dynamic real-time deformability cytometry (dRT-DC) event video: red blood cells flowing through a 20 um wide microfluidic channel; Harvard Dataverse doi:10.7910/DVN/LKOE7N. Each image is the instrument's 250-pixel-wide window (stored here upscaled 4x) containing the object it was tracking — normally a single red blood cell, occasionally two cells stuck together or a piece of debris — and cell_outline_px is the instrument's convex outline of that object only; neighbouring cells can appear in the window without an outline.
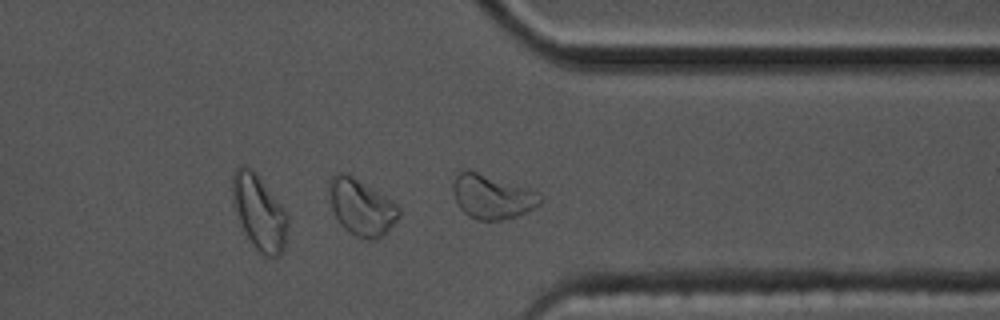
{"species": "common noctule bat (a hibernating species)", "species_latin": "Nyctalus noctula", "temperature_condition": "cold", "stored_images_in_passage": 41, "camera_frame_rate_fps": 3000, "um_per_image_px": 0.085, "animal": {"sex": "male", "body_mass_g": 17.5, "forearm_length_mm": 52.3}, "frame": {"image": 1, "passage_image": 30, "time_ms": 9.667, "image_size_px": [1000, 320], "cell_outline_px": [[400, 216], [376, 240], [360, 240], [348, 232], [340, 224], [332, 208], [328, 196], [328, 184], [332, 176], [340, 172], [348, 172], [392, 200], [400, 208]], "centroid_in_image_um": [30.68, 17.59], "position_along_channel_um": 380.7, "area_um2": 23.12}, "authors_computed_cell_mechanics": {"area_um2": 19.5942, "velocity_mm_per_s": 3.3661, "shape_relaxation_time_tau1_ms": 3.7221, "shape_relaxation_time_tau2_ms": 2.0294, "deformation_change_tau1": 0.1344, "deformation_change_tau2": 0.0767}}